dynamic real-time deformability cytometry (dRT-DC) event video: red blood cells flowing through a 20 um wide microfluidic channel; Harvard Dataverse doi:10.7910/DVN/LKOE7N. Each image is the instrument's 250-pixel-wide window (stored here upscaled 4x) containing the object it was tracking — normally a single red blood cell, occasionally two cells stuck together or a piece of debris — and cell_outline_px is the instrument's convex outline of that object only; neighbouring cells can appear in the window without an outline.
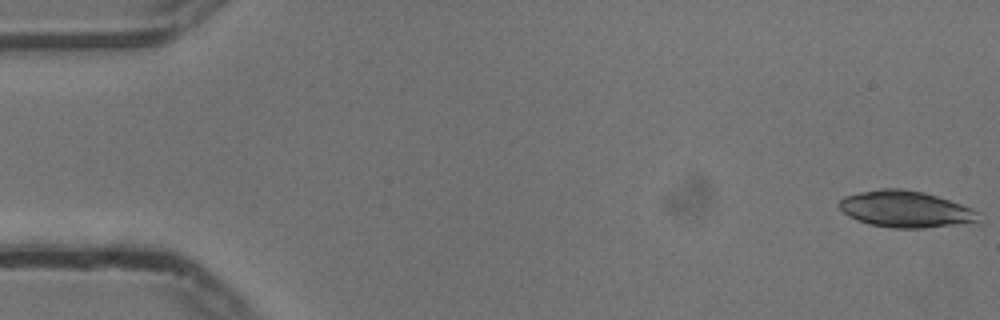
{"species": "common noctule bat (a hibernating species)", "species_latin": "Nyctalus noctula", "temperature_condition": "cold", "stored_images_in_passage": 54, "camera_frame_rate_fps": 3000, "um_per_image_px": 0.085, "animal": {"sex": "male", "body_mass_g": 13.3}, "frame": {"image": 1, "passage_image": 1, "time_ms": 0.0, "image_size_px": [1000, 320], "cell_outline_px": [[976, 220], [952, 224], [924, 228], [892, 228], [868, 224], [848, 216], [840, 208], [840, 200], [844, 196], [860, 192], [880, 188], [900, 188], [920, 192], [936, 196], [972, 208], [976, 212]], "centroid_in_image_um": [76.86, 17.77], "position_along_channel_um": 8.1, "area_um2": 28.9}}
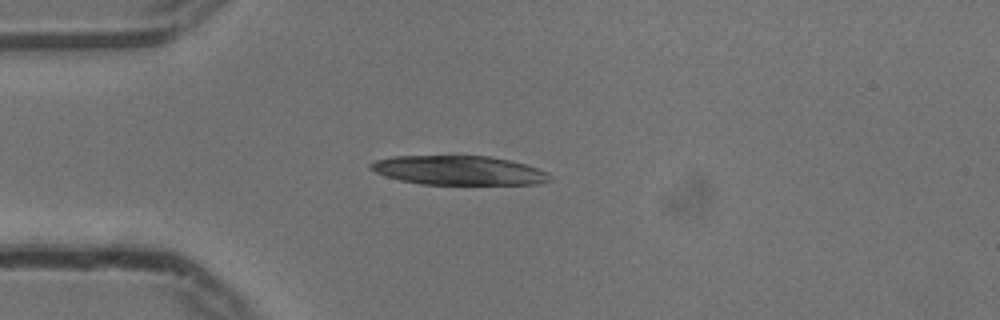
{"frame": {"image": 2, "passage_image": 14, "time_ms": 4.333, "image_size_px": [1000, 320], "cell_outline_px": [[552, 180], [536, 184], [420, 184], [400, 180], [376, 172], [368, 168], [368, 164], [376, 160], [392, 156], [488, 156], [508, 160], [524, 164], [548, 172], [552, 176]], "centroid_in_image_um": [38.99, 14.48], "position_along_channel_um": 46.0, "area_um2": 30.35}}